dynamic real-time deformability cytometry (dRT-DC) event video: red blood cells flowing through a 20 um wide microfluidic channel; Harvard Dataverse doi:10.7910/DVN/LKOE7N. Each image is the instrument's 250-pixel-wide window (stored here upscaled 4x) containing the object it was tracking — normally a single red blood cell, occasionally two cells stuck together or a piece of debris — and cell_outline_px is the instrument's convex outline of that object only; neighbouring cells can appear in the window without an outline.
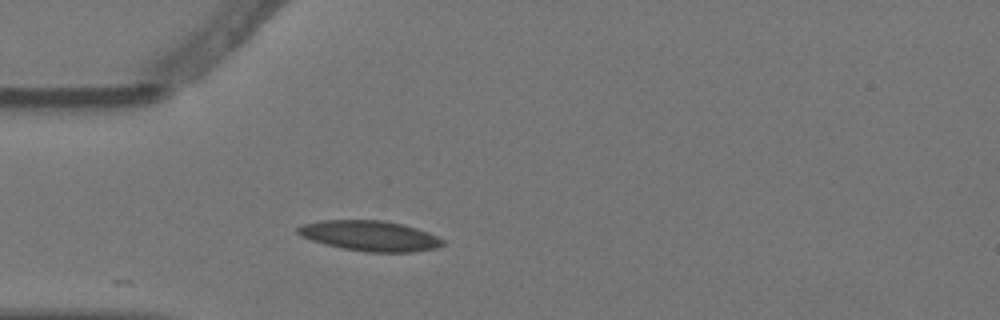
{"species": "Egyptian fruit bat (a non-hibernating species)", "species_latin": "Rousettus aegyptiacus", "temperature_condition": "warm", "stored_images_in_passage": 2, "camera_frame_rate_fps": 3000, "um_per_image_px": 0.085, "animal": {"sex": "female"}, "frame": {"image": 1, "passage_image": 2, "time_ms": 0.333, "image_size_px": [1000, 320], "cell_outline_px": [[444, 244], [436, 248], [412, 252], [364, 252], [324, 244], [300, 236], [296, 232], [296, 228], [300, 224], [320, 220], [384, 220], [404, 224], [428, 232], [444, 240]], "centroid_in_image_um": [31.41, 20.04], "position_along_channel_um": 53.6, "area_um2": 25.78}}